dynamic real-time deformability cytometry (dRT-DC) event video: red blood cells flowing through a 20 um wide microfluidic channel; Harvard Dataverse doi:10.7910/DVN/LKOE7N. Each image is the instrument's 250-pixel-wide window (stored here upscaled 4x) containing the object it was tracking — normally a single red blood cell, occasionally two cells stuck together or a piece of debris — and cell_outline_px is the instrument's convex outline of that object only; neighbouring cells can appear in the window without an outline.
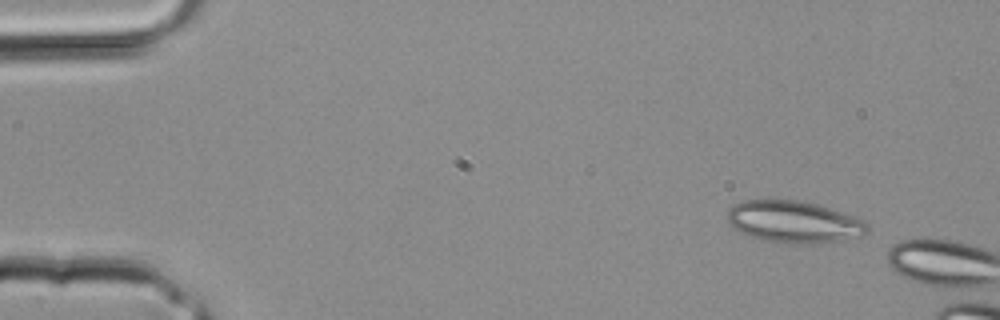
{"species": "common noctule bat (a hibernating species)", "species_latin": "Nyctalus noctula", "temperature_condition": "room temperature", "stored_images_in_passage": 3, "camera_frame_rate_fps": 3000, "um_per_image_px": 0.085, "animal": {"sex": "male", "body_mass_g": 20.4}, "frame": {"image": 1, "passage_image": 1, "time_ms": 0.0, "image_size_px": [1000, 320], "cell_outline_px": [[868, 232], [864, 236], [832, 244], [788, 244], [764, 240], [740, 232], [732, 228], [728, 224], [728, 208], [732, 204], [740, 200], [796, 200], [816, 204], [864, 220], [868, 224]], "centroid_in_image_um": [67.5, 18.89], "position_along_channel_um": 17.5, "area_um2": 34.85}}